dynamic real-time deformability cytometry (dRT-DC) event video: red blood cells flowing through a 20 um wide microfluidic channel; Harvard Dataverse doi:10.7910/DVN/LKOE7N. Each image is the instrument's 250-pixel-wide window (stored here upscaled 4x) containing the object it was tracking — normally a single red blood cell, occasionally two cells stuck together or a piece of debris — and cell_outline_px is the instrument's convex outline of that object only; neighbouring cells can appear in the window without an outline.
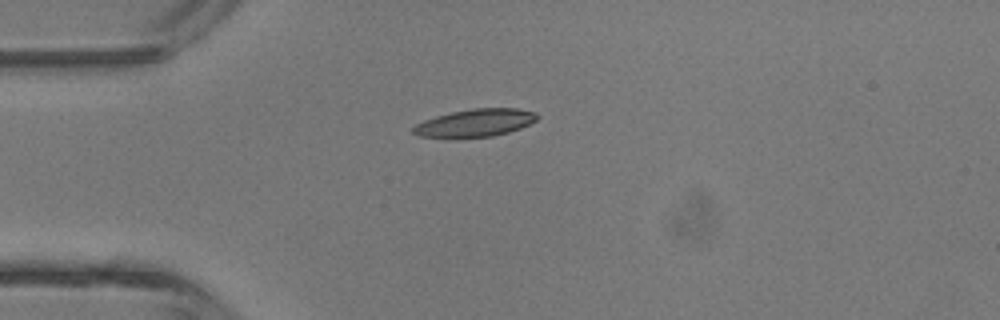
{"species": "common noctule bat (a hibernating species)", "species_latin": "Nyctalus noctula", "temperature_condition": "room temperature", "stored_images_in_passage": 1, "camera_frame_rate_fps": 3000, "um_per_image_px": 0.085, "animal": {"sex": "male", "body_mass_g": 13.3}, "frame": {"image": 1, "passage_image": 1, "time_ms": 0.0, "image_size_px": [1000, 320], "cell_outline_px": [[540, 116], [536, 120], [520, 128], [508, 132], [492, 136], [420, 136], [412, 132], [412, 128], [416, 124], [424, 120], [436, 116], [452, 112], [472, 108], [516, 108], [536, 112]], "centroid_in_image_um": [40.44, 10.41], "position_along_channel_um": 44.6, "area_um2": 19.48}}